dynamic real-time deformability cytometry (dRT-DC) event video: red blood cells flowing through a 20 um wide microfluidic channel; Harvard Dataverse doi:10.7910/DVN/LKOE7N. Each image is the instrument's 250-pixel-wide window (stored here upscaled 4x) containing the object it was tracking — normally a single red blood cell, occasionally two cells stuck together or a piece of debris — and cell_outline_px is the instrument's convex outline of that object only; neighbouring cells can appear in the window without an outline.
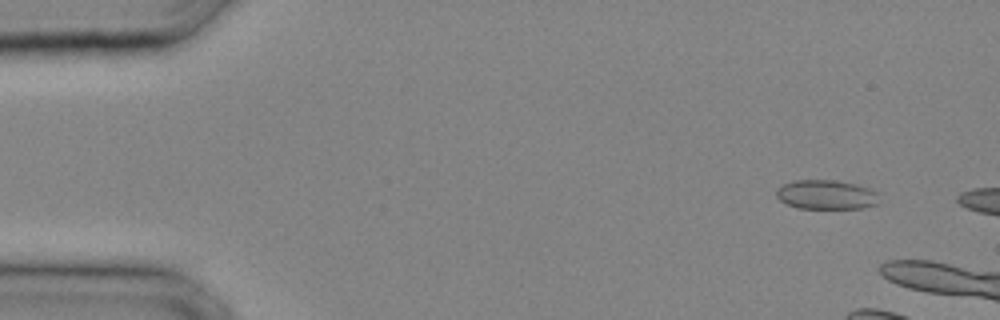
{"species": "common noctule bat (a hibernating species)", "species_latin": "Nyctalus noctula", "temperature_condition": "cold", "stored_images_in_passage": 6, "camera_frame_rate_fps": 3000, "um_per_image_px": 0.085, "animal": {"sex": "male", "body_mass_g": 20.4}, "frame": {"image": 1, "passage_image": 3, "time_ms": 0.667, "image_size_px": [1000, 320], "cell_outline_px": [[880, 204], [864, 208], [796, 208], [780, 200], [776, 196], [776, 188], [784, 184], [796, 180], [836, 180], [856, 184], [872, 188], [876, 192]], "centroid_in_image_um": [70.26, 16.54], "position_along_channel_um": 14.7, "area_um2": 17.74}}